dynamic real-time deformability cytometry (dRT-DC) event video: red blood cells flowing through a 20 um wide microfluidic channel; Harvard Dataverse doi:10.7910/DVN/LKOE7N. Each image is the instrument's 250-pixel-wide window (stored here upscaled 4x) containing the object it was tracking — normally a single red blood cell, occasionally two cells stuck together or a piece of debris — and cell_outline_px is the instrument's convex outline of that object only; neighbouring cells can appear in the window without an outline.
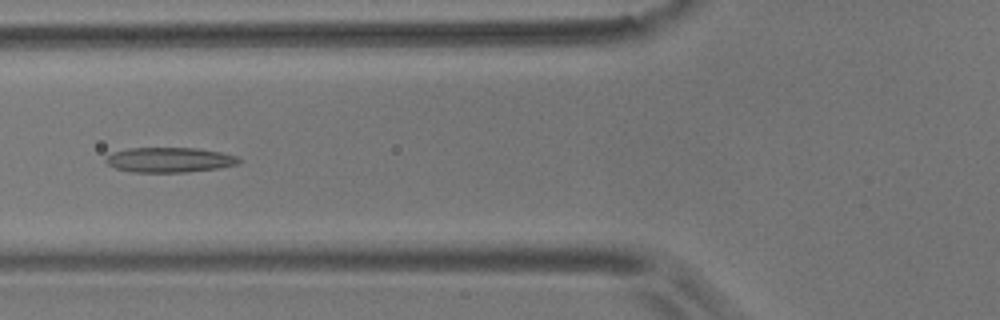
{"species": "common noctule bat (a hibernating species)", "species_latin": "Nyctalus noctula", "temperature_condition": "room temperature", "stored_images_in_passage": 6, "camera_frame_rate_fps": 3000, "um_per_image_px": 0.085, "animal": {"sex": "male", "body_mass_g": 17.9}, "frame": {"image": 1, "passage_image": 6, "time_ms": 5.667, "image_size_px": [1000, 320], "cell_outline_px": [[244, 160], [240, 164], [220, 168], [184, 172], [132, 172], [116, 168], [108, 164], [104, 160], [112, 152], [132, 148], [196, 148], [220, 152], [236, 156]], "centroid_in_image_um": [14.46, 13.59], "position_along_channel_um": 111.3, "area_um2": 19.36}}